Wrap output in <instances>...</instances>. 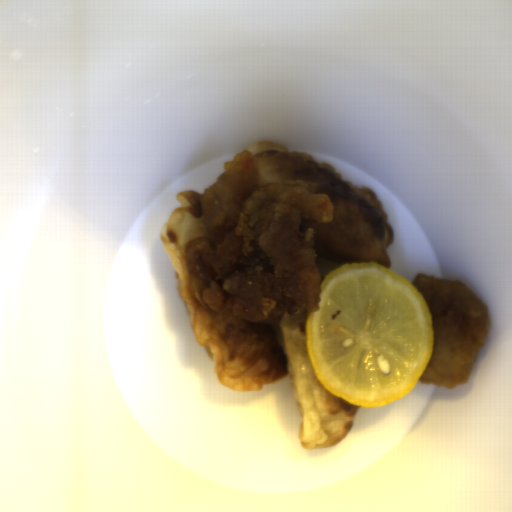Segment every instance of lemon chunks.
<instances>
[{
    "label": "lemon chunks",
    "instance_id": "lemon-chunks-1",
    "mask_svg": "<svg viewBox=\"0 0 512 512\" xmlns=\"http://www.w3.org/2000/svg\"><path fill=\"white\" fill-rule=\"evenodd\" d=\"M307 313L306 353L324 388L349 404L401 400L434 352L433 316L407 279L379 263L343 264L323 279Z\"/></svg>",
    "mask_w": 512,
    "mask_h": 512
}]
</instances>
